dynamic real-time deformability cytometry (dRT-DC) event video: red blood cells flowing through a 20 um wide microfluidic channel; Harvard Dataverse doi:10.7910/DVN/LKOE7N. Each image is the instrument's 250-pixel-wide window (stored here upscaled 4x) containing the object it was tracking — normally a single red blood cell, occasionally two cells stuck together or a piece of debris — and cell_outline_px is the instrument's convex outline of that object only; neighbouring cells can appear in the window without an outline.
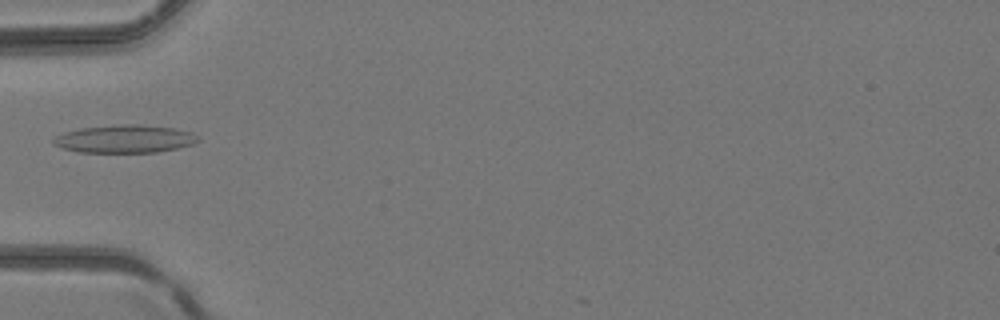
{"species": "common noctule bat (a hibernating species)", "species_latin": "Nyctalus noctula", "temperature_condition": "room temperature", "stored_images_in_passage": 3, "camera_frame_rate_fps": 3000, "um_per_image_px": 0.085, "animal": {"sex": "female", "body_mass_g": 24.6, "forearm_length_mm": 56.2}, "frame": {"image": 1, "passage_image": 1, "time_ms": 0.0, "image_size_px": [1000, 320], "cell_outline_px": [[200, 140], [192, 144], [176, 148], [156, 152], [76, 152], [52, 144], [52, 140], [56, 136], [64, 132], [80, 128], [120, 124], [136, 124], [172, 128], [192, 132], [200, 136]], "centroid_in_image_um": [10.6, 11.8], "position_along_channel_um": 74.4, "area_um2": 23.47}}